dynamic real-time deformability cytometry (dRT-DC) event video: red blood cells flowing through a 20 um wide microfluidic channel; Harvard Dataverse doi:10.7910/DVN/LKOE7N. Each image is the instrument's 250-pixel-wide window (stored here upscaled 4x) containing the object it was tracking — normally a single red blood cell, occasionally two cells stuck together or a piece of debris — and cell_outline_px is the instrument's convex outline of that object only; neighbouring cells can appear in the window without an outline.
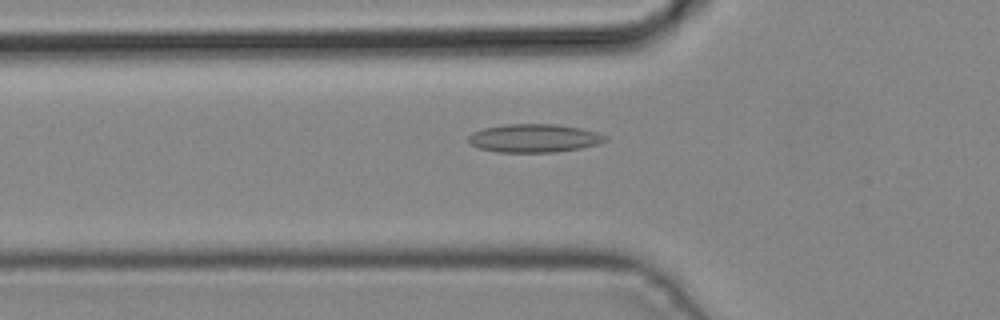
{"species": "common noctule bat (a hibernating species)", "species_latin": "Nyctalus noctula", "temperature_condition": "cold", "stored_images_in_passage": 6, "camera_frame_rate_fps": 3000, "um_per_image_px": 0.085, "animal": {"sex": "male", "body_mass_g": 19.2, "forearm_length_mm": 51.8}, "frame": {"image": 1, "passage_image": 6, "time_ms": 1.667, "image_size_px": [1000, 320], "cell_outline_px": [[608, 140], [596, 144], [580, 148], [556, 152], [496, 152], [480, 148], [472, 144], [468, 140], [468, 136], [472, 132], [484, 128], [504, 124], [556, 124], [580, 128], [596, 132], [608, 136]], "centroid_in_image_um": [45.4, 11.74], "position_along_channel_um": 80.4, "area_um2": 22.54}}